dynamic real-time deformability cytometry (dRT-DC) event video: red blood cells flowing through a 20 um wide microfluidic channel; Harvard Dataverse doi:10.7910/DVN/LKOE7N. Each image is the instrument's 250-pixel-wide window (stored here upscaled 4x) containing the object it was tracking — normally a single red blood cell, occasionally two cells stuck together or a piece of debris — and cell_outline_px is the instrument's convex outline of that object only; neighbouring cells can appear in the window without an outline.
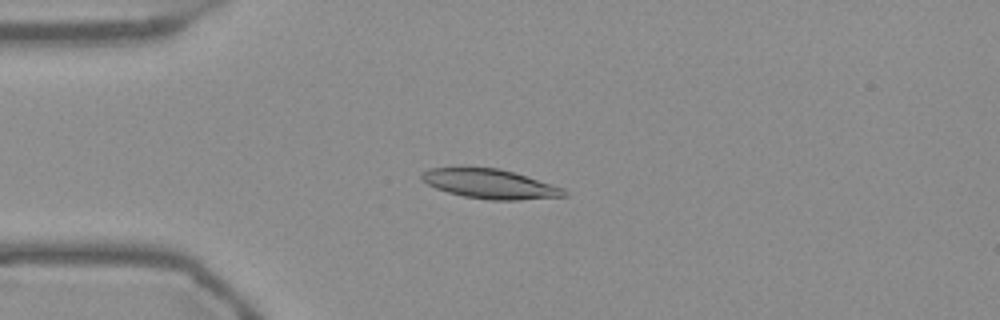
{"species": "Egyptian fruit bat (a non-hibernating species)", "species_latin": "Rousettus aegyptiacus", "temperature_condition": "warm", "stored_images_in_passage": 47, "camera_frame_rate_fps": 3000, "um_per_image_px": 0.085, "frame": {"image": 1, "passage_image": 7, "time_ms": 2.0, "image_size_px": [1000, 320], "cell_outline_px": [[568, 196], [520, 200], [488, 200], [464, 196], [448, 192], [436, 188], [420, 180], [420, 172], [428, 168], [464, 164], [500, 168], [564, 188], [568, 192]], "centroid_in_image_um": [41.55, 15.58], "position_along_channel_um": 43.4, "area_um2": 25.43}}
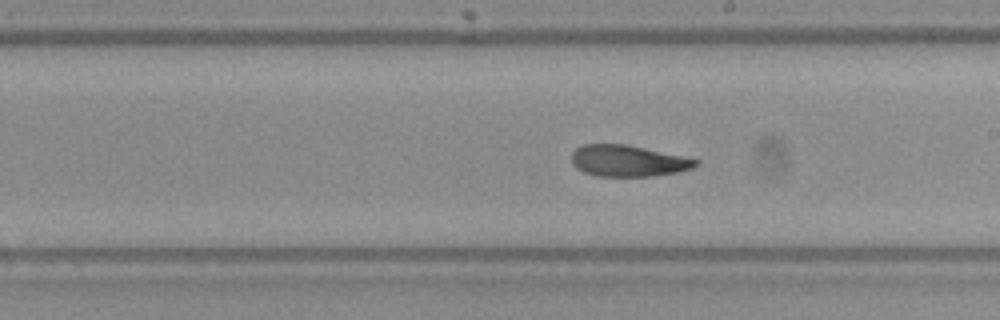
{"frame": {"image": 2, "passage_image": 24, "time_ms": 7.667, "image_size_px": [1000, 320], "cell_outline_px": [[700, 164], [692, 168], [676, 172], [652, 176], [596, 176], [584, 172], [576, 168], [572, 164], [572, 152], [576, 148], [584, 144], [624, 144], [644, 148], [700, 160]], "centroid_in_image_um": [53.36, 13.67], "position_along_channel_um": 235.6, "area_um2": 22.54}}
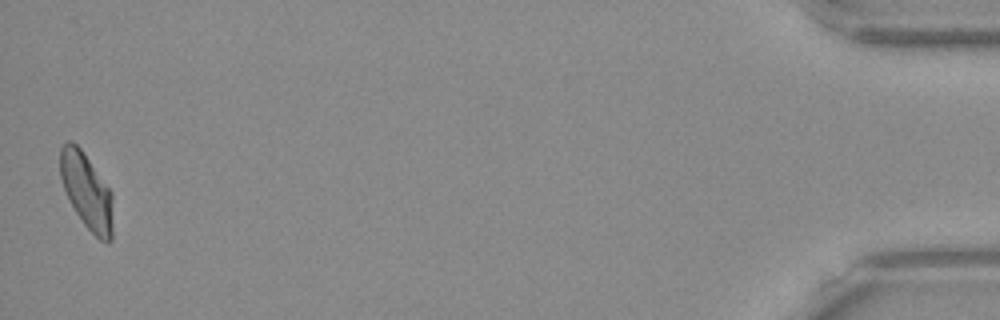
{"frame": {"image": 3, "passage_image": 47, "time_ms": 15.333, "image_size_px": [1000, 320], "cell_outline_px": [[112, 240], [108, 244], [100, 240], [84, 224], [76, 212], [64, 188], [60, 176], [60, 148], [68, 140], [72, 140], [80, 148], [112, 192]], "centroid_in_image_um": [7.37, 16.25], "position_along_channel_um": 427.8, "area_um2": 23.0}, "authors_computed_cell_mechanics": {"area_um2": 23.6402, "velocity_mm_per_s": 3.7444, "shape_relaxation_time_tau1_ms": null, "shape_relaxation_time_tau2_ms": 5.0239, "deformation_change_tau1": null, "deformation_change_tau2": 0.089}}